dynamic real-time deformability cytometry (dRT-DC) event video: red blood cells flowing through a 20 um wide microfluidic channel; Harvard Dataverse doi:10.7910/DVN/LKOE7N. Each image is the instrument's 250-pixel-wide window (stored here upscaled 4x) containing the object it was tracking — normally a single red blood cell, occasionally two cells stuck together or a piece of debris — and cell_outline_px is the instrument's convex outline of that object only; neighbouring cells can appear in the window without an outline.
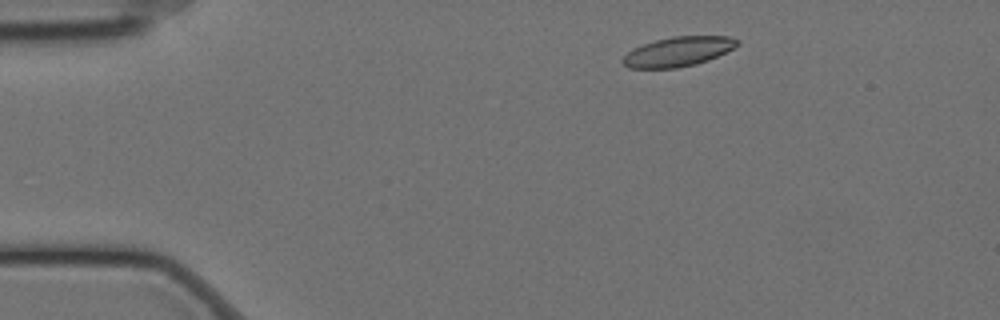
{"species": "Egyptian fruit bat (a non-hibernating species)", "species_latin": "Rousettus aegyptiacus", "temperature_condition": "cold", "stored_images_in_passage": 50, "camera_frame_rate_fps": 3000, "um_per_image_px": 0.085, "animal": {"sex": "female"}, "frame": {"image": 1, "passage_image": 1, "time_ms": 0.0, "image_size_px": [1000, 320], "cell_outline_px": [[740, 44], [708, 60], [696, 64], [676, 68], [628, 68], [620, 60], [628, 52], [644, 44], [656, 40], [672, 36], [732, 36], [740, 40]], "centroid_in_image_um": [57.66, 4.38], "position_along_channel_um": 27.3, "area_um2": 19.59}}
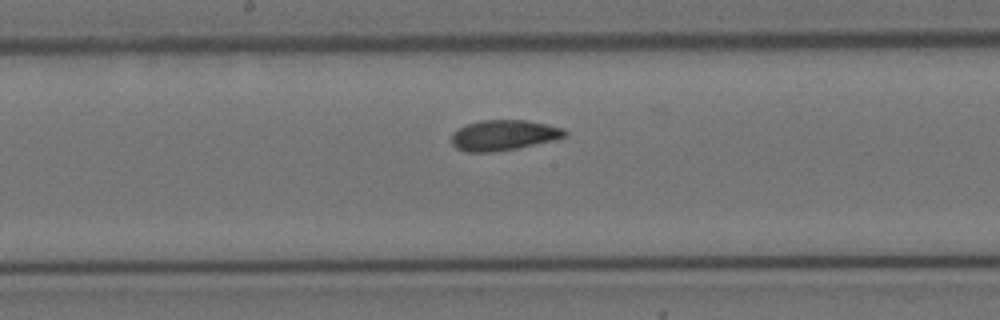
{"frame": {"image": 2, "passage_image": 22, "time_ms": 7.0, "image_size_px": [1000, 320], "cell_outline_px": [[568, 136], [556, 140], [516, 148], [492, 152], [468, 152], [456, 148], [452, 144], [452, 132], [464, 124], [480, 120], [528, 120], [564, 128], [568, 132]], "centroid_in_image_um": [42.82, 11.48], "position_along_channel_um": 205.4, "area_um2": 20.35}}
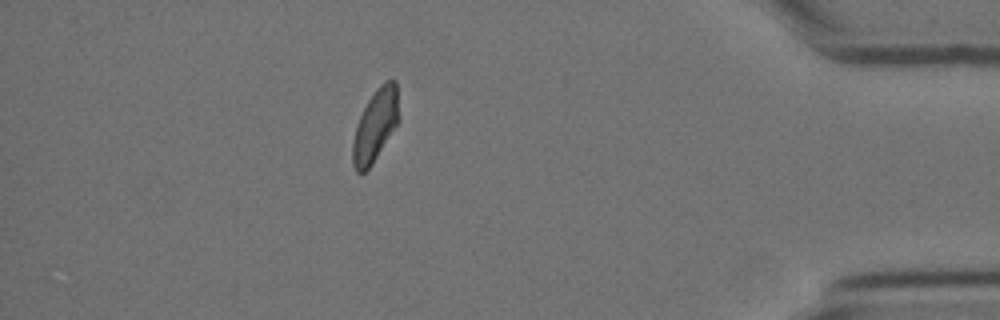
{"frame": {"image": 3, "passage_image": 43, "time_ms": 14.0, "image_size_px": [1000, 320], "cell_outline_px": [[400, 120], [372, 164], [364, 172], [356, 172], [352, 164], [352, 144], [356, 128], [360, 116], [368, 100], [376, 88], [384, 80], [396, 80]], "centroid_in_image_um": [31.92, 10.64], "position_along_channel_um": 403.3, "area_um2": 19.42}, "authors_computed_cell_mechanics": {"area_um2": 19.9699, "velocity_mm_per_s": 3.4517, "shape_relaxation_time_tau1_ms": 5.8233, "shape_relaxation_time_tau2_ms": 2.2409, "deformation_change_tau1": 0.1326, "deformation_change_tau2": 0.0722}}